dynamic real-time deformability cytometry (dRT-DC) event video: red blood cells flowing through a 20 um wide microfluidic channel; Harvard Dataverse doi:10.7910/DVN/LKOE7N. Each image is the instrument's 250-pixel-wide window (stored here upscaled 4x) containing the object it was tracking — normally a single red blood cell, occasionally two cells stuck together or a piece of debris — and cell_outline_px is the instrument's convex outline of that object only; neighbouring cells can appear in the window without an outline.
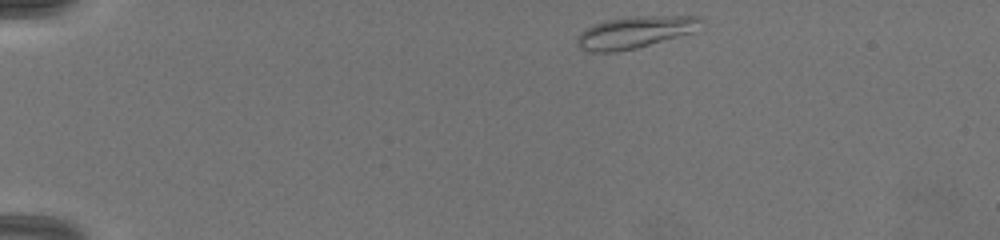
{"species": "common noctule bat (a hibernating species)", "species_latin": "Nyctalus noctula", "temperature_condition": "warm", "stored_images_in_passage": 21, "camera_frame_rate_fps": 3000, "um_per_image_px": 0.085, "animal": {"sex": "female", "body_mass_g": 19.5, "forearm_length_mm": 54.1}, "frame": {"image": 1, "passage_image": 1, "time_ms": 0.0, "image_size_px": [1000, 240], "cell_outline_px": [[704, 20], [696, 32], [636, 48], [616, 52], [588, 52], [580, 48], [576, 44], [576, 40], [580, 32], [604, 20], [636, 16], [700, 16]], "centroid_in_image_um": [54.0, 2.74], "position_along_channel_um": 31.0, "area_um2": 23.18}}
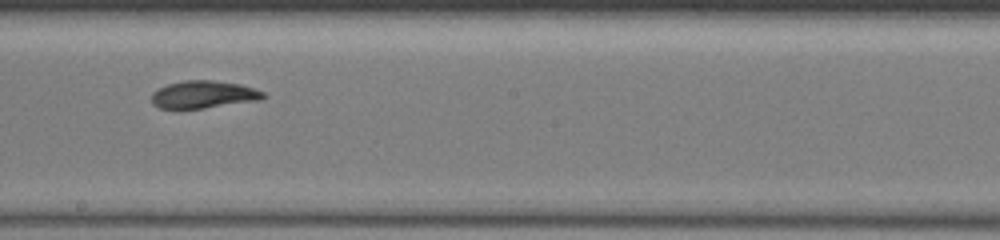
{"frame": {"image": 2, "passage_image": 11, "time_ms": 7.0, "image_size_px": [1000, 240], "cell_outline_px": [[268, 96], [260, 100], [204, 108], [160, 108], [152, 104], [152, 92], [168, 84], [184, 80], [212, 80], [240, 84], [264, 92]], "centroid_in_image_um": [17.32, 8.03], "position_along_channel_um": 230.9, "area_um2": 17.8}}
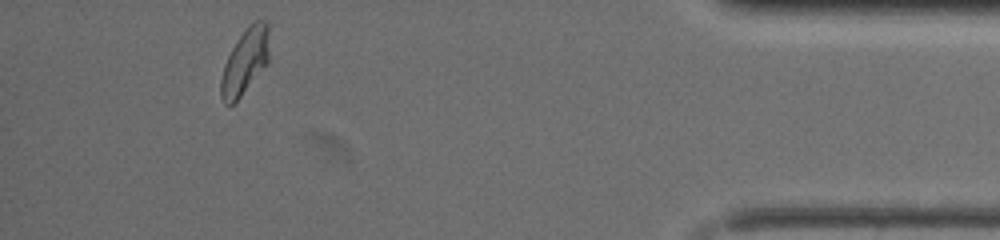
{"frame": {"image": 3, "passage_image": 19, "time_ms": 12.667, "image_size_px": [1000, 240], "cell_outline_px": [[268, 64], [240, 96], [232, 104], [224, 104], [220, 96], [220, 80], [224, 64], [232, 48], [248, 24], [252, 20], [268, 20]], "centroid_in_image_um": [20.82, 5.2], "position_along_channel_um": 414.4, "area_um2": 18.44}, "authors_computed_cell_mechanics": {"area_um2": 18.0914, "velocity_mm_per_s": 4.1127, "shape_relaxation_time_tau1_ms": 9.7419, "shape_relaxation_time_tau2_ms": 4.7609, "deformation_change_tau1": 0.2458, "deformation_change_tau2": 0.0753}}